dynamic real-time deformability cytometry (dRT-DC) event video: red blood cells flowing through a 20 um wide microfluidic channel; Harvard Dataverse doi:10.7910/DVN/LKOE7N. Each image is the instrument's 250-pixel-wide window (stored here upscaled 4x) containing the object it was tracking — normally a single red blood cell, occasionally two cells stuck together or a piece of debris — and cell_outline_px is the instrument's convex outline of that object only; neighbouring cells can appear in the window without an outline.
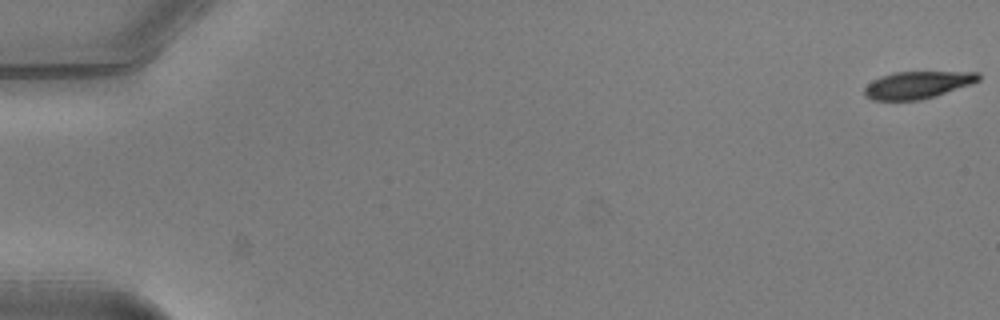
{"species": "common noctule bat (a hibernating species)", "species_latin": "Nyctalus noctula", "temperature_condition": "warm", "stored_images_in_passage": 52, "camera_frame_rate_fps": 3000, "um_per_image_px": 0.085, "animal": {"sex": "male", "body_mass_g": 20.5, "forearm_length_mm": 52.5}, "frame": {"image": 1, "passage_image": 1, "time_ms": 0.0, "image_size_px": [1000, 320], "cell_outline_px": [[980, 80], [972, 84], [936, 96], [920, 100], [872, 100], [864, 96], [864, 88], [872, 80], [880, 76], [892, 72], [980, 72]], "centroid_in_image_um": [77.98, 7.22], "position_along_channel_um": 7.0, "area_um2": 18.26}}
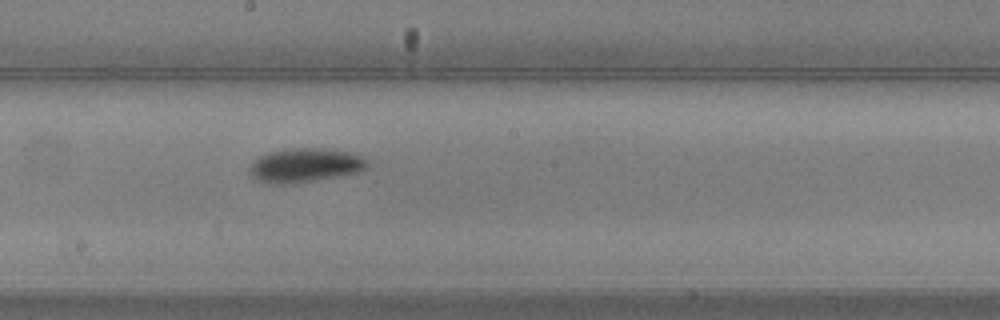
{"frame": {"image": 2, "passage_image": 30, "time_ms": 9.667, "image_size_px": [1000, 320], "cell_outline_px": [[368, 168], [356, 172], [336, 176], [292, 184], [272, 184], [256, 180], [248, 172], [248, 168], [260, 156], [268, 152], [288, 148], [320, 148], [356, 152], [364, 156], [368, 160]], "centroid_in_image_um": [25.95, 14.03], "position_along_channel_um": 222.2, "area_um2": 23.58}}
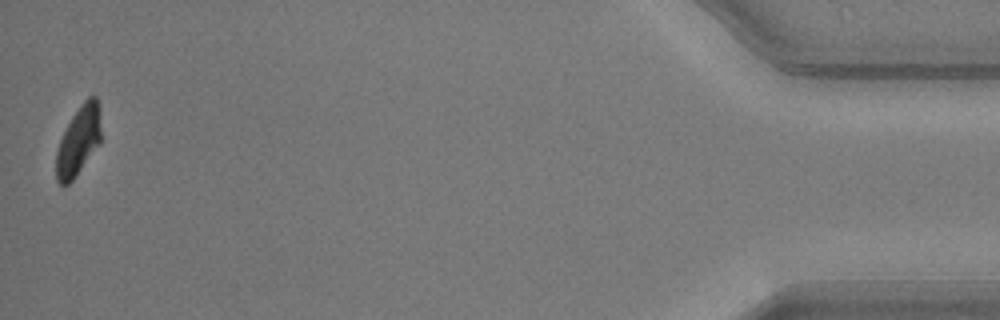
{"frame": {"image": 3, "passage_image": 52, "time_ms": 17.0, "image_size_px": [1000, 320], "cell_outline_px": [[100, 140], [72, 180], [68, 184], [60, 184], [56, 180], [56, 152], [60, 140], [72, 116], [80, 104], [88, 96], [96, 96], [100, 108]], "centroid_in_image_um": [6.66, 11.91], "position_along_channel_um": 428.5, "area_um2": 17.57}, "authors_computed_cell_mechanics": {"area_um2": 20.4612, "velocity_mm_per_s": 3.9864, "shape_relaxation_time_tau1_ms": 2.4029, "shape_relaxation_time_tau2_ms": null, "deformation_change_tau1": 0.1619, "deformation_change_tau2": null}}